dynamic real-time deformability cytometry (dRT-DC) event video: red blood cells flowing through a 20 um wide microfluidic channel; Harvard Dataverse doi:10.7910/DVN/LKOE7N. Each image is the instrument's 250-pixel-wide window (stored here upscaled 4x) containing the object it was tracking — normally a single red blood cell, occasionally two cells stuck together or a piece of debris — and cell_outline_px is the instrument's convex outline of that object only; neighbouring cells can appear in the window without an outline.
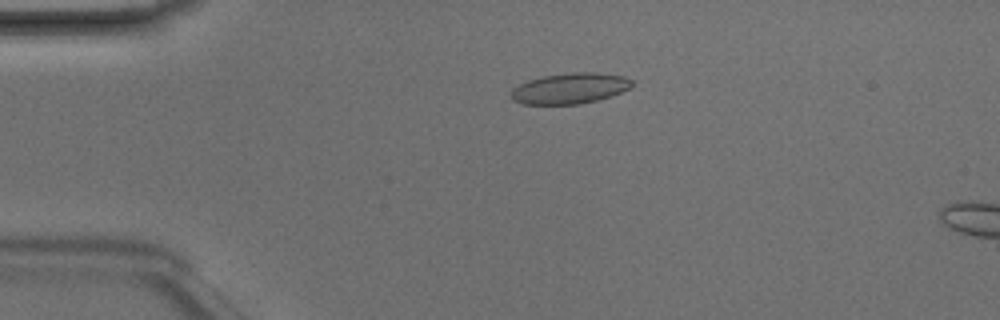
{"species": "Egyptian fruit bat (a non-hibernating species)", "species_latin": "Rousettus aegyptiacus", "temperature_condition": "room temperature", "stored_images_in_passage": 12, "camera_frame_rate_fps": 3000, "um_per_image_px": 0.085, "animal": {"sex": "male"}, "frame": {"image": 1, "passage_image": 9, "time_ms": 2.667, "image_size_px": [1000, 320], "cell_outline_px": [[632, 84], [628, 88], [620, 92], [596, 100], [580, 104], [524, 104], [512, 100], [512, 88], [528, 80], [544, 76], [572, 72], [596, 72], [624, 76], [632, 80]], "centroid_in_image_um": [48.42, 7.5], "position_along_channel_um": 36.6, "area_um2": 21.39}}